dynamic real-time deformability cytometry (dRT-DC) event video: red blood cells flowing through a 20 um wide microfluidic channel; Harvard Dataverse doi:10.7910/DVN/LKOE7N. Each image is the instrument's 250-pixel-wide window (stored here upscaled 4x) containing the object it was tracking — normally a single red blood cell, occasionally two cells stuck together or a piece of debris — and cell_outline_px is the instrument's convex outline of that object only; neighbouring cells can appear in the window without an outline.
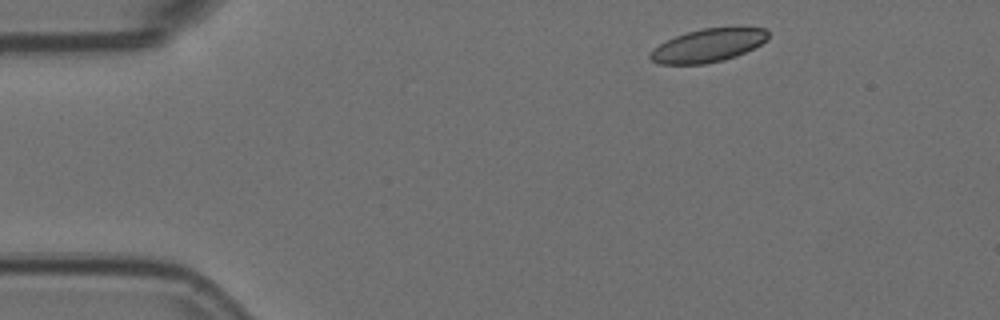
{"species": "Egyptian fruit bat (a non-hibernating species)", "species_latin": "Rousettus aegyptiacus", "temperature_condition": "room temperature", "stored_images_in_passage": 3, "camera_frame_rate_fps": 3000, "um_per_image_px": 0.085, "animal": {"sex": "female"}, "frame": {"image": 1, "passage_image": 1, "time_ms": 0.0, "image_size_px": [1000, 320], "cell_outline_px": [[768, 40], [736, 56], [724, 60], [704, 64], [660, 64], [652, 60], [648, 56], [648, 52], [652, 48], [676, 36], [700, 28], [768, 28]], "centroid_in_image_um": [60.16, 3.87], "position_along_channel_um": 24.8, "area_um2": 22.66}}